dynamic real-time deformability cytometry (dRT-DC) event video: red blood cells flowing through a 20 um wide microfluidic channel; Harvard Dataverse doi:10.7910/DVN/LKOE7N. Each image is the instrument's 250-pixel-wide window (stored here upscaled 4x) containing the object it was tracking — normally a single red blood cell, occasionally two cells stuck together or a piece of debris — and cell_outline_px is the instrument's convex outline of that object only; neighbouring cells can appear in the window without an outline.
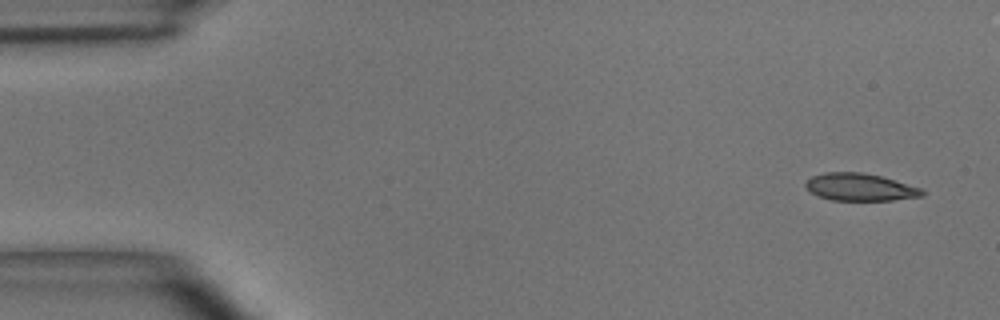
{"species": "common noctule bat (a hibernating species)", "species_latin": "Nyctalus noctula", "temperature_condition": "room temperature", "stored_images_in_passage": 5, "camera_frame_rate_fps": 3000, "um_per_image_px": 0.085, "animal": {"sex": "male", "body_mass_g": 15.6}, "frame": {"image": 1, "passage_image": 1, "time_ms": 0.0, "image_size_px": [1000, 320], "cell_outline_px": [[924, 196], [892, 200], [832, 200], [820, 196], [812, 192], [804, 184], [812, 176], [824, 172], [860, 172], [880, 176], [920, 188], [924, 192]], "centroid_in_image_um": [73.1, 15.9], "position_along_channel_um": 11.9, "area_um2": 18.26}}
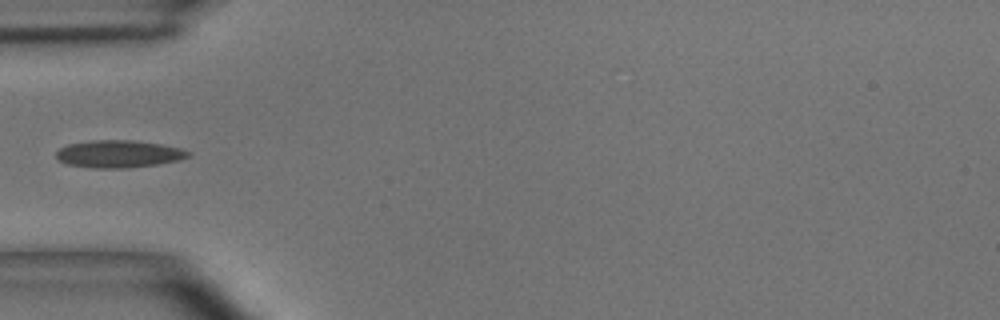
{"frame": {"image": 2, "passage_image": 4, "time_ms": 1.0, "image_size_px": [1000, 320], "cell_outline_px": [[192, 152], [188, 156], [180, 160], [156, 164], [120, 168], [92, 168], [68, 164], [60, 160], [56, 156], [56, 152], [60, 148], [68, 144], [92, 140], [132, 140], [160, 144], [180, 148]], "centroid_in_image_um": [10.09, 13.08], "position_along_channel_um": 74.9, "area_um2": 20.87}}
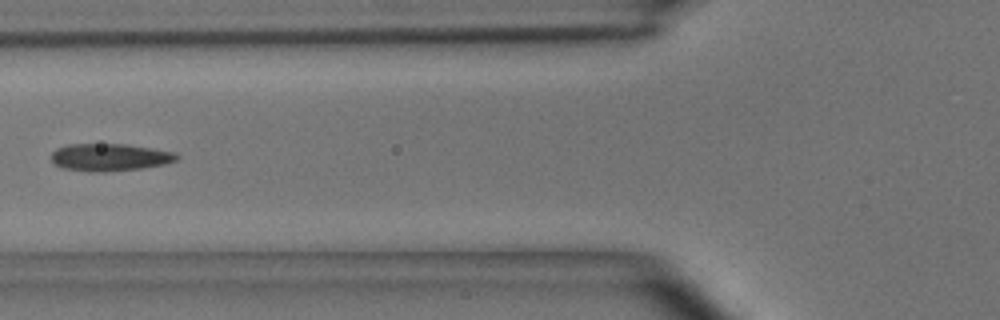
{"frame": {"image": 3, "passage_image": 5, "time_ms": 1.333, "image_size_px": [1000, 320], "cell_outline_px": [[180, 156], [176, 160], [164, 164], [140, 168], [104, 172], [88, 172], [64, 168], [56, 164], [52, 160], [52, 152], [56, 148], [68, 144], [128, 144], [176, 152]], "centroid_in_image_um": [9.34, 13.36], "position_along_channel_um": 116.5, "area_um2": 20.06}}